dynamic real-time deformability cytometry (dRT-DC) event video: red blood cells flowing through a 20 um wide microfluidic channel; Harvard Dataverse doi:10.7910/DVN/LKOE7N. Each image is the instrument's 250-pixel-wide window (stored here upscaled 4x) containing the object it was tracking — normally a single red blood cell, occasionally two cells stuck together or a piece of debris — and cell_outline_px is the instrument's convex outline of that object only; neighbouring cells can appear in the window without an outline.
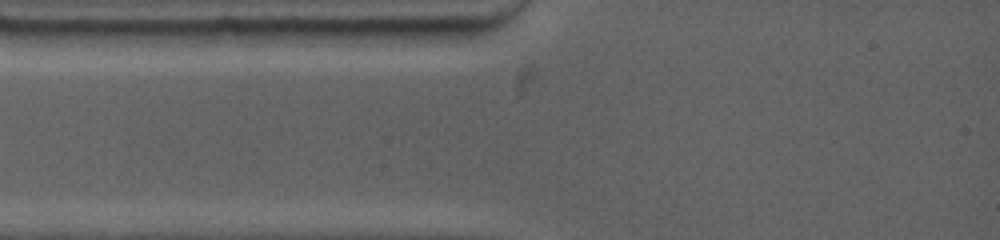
{"species": "common noctule bat (a hibernating species)", "species_latin": "Nyctalus noctula", "temperature_condition": "warm", "stored_images_in_passage": 3, "camera_frame_rate_fps": 4500, "um_per_image_px": 0.085, "animal": {"sex": "female", "body_mass_g": 19.0, "forearm_length_mm": 53.3}, "frame": {"image": 1, "passage_image": 2, "time_ms": 0.222, "image_size_px": [1000, 240], "cell_outline_px": [[164, 32], [140, 48], [52, 48], [28, 32], [32, 28], [148, 28]], "centroid_in_image_um": [8.11, 3.18], "position_along_channel_um": 76.9, "area_um2": 16.59}}